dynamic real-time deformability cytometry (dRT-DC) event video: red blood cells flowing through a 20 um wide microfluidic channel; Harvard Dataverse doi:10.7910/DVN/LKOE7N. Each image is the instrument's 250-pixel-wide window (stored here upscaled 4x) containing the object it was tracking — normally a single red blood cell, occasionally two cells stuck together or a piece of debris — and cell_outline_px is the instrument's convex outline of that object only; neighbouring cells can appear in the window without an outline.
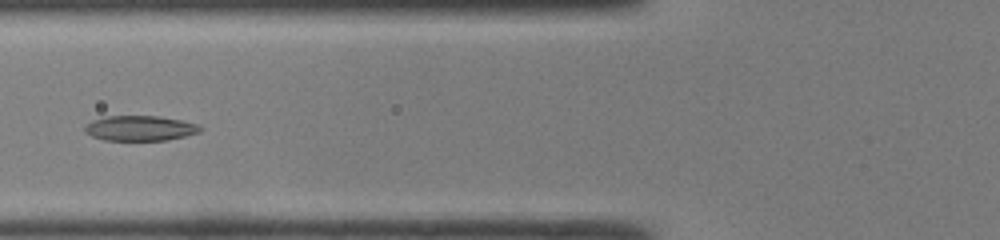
{"species": "common noctule bat (a hibernating species)", "species_latin": "Nyctalus noctula", "temperature_condition": "room temperature", "stored_images_in_passage": 46, "camera_frame_rate_fps": 3000, "um_per_image_px": 0.085, "animal": {"sex": "male", "body_mass_g": 19.0, "forearm_length_mm": 50.8}, "frame": {"image": 1, "passage_image": 18, "time_ms": 5.667, "image_size_px": [1000, 240], "cell_outline_px": [[204, 128], [200, 132], [168, 140], [104, 140], [92, 136], [84, 132], [84, 128], [92, 120], [104, 116], [160, 116], [200, 124]], "centroid_in_image_um": [11.93, 10.89], "position_along_channel_um": 113.9, "area_um2": 16.99}}
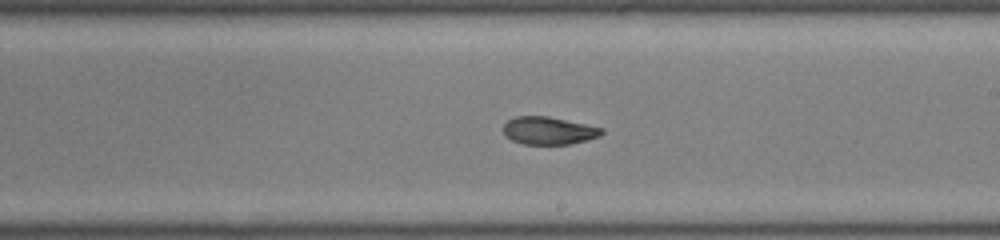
{"frame": {"image": 2, "passage_image": 27, "time_ms": 8.667, "image_size_px": [1000, 240], "cell_outline_px": [[604, 132], [600, 136], [568, 144], [524, 144], [512, 140], [504, 136], [504, 124], [508, 120], [516, 116], [548, 116], [604, 128]], "centroid_in_image_um": [46.62, 11.1], "position_along_channel_um": 242.4, "area_um2": 15.78}}
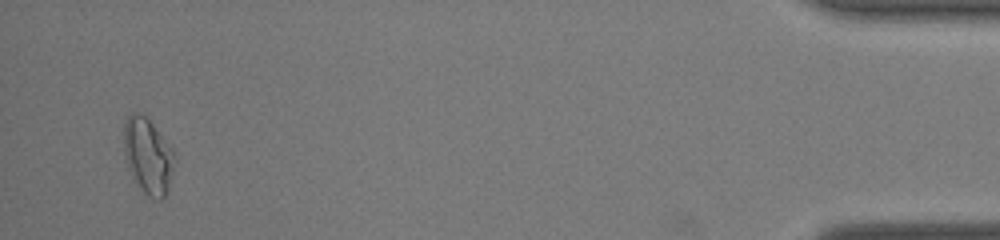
{"frame": {"image": 3, "passage_image": 45, "time_ms": 14.667, "image_size_px": [1000, 240], "cell_outline_px": [[176, 156], [172, 172], [164, 196], [160, 200], [148, 196], [144, 192], [128, 168], [124, 152], [124, 124], [128, 116], [140, 112], [152, 124], [172, 148]], "centroid_in_image_um": [12.58, 13.24], "position_along_channel_um": 422.6, "area_um2": 21.68}, "authors_computed_cell_mechanics": {"area_um2": 17.8313, "velocity_mm_per_s": 4.2967, "shape_relaxation_time_tau1_ms": 7.1589, "shape_relaxation_time_tau2_ms": 2.3876, "deformation_change_tau1": 0.2034, "deformation_change_tau2": 0.0764}}